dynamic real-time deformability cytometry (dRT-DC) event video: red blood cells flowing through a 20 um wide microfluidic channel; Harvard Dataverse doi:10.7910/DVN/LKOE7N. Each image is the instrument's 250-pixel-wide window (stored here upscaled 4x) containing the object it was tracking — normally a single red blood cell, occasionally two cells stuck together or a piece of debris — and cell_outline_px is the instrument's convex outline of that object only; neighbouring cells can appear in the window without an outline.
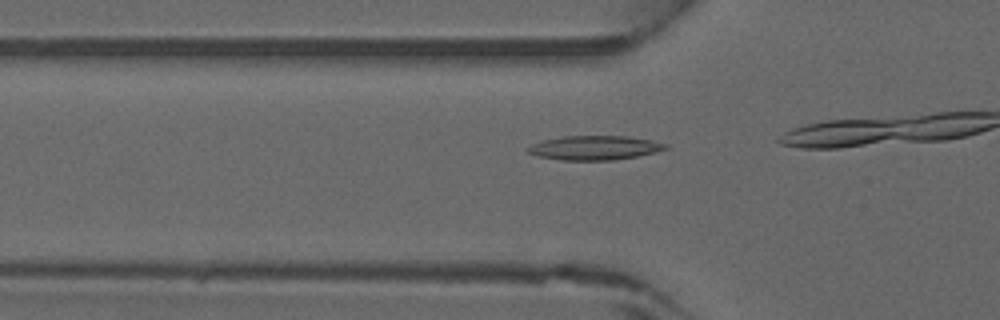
{"species": "common noctule bat (a hibernating species)", "species_latin": "Nyctalus noctula", "temperature_condition": "warm", "stored_images_in_passage": 14, "camera_frame_rate_fps": 3000, "um_per_image_px": 0.085, "animal": {"sex": "male", "forearm_length_mm": 52.5}, "frame": {"image": 1, "passage_image": 12, "time_ms": 3.667, "image_size_px": [1000, 320], "cell_outline_px": [[668, 148], [656, 152], [636, 156], [612, 160], [564, 160], [540, 156], [528, 152], [524, 148], [532, 144], [544, 140], [564, 136], [628, 136], [668, 144]], "centroid_in_image_um": [50.54, 12.56], "position_along_channel_um": 75.3, "area_um2": 19.19}}